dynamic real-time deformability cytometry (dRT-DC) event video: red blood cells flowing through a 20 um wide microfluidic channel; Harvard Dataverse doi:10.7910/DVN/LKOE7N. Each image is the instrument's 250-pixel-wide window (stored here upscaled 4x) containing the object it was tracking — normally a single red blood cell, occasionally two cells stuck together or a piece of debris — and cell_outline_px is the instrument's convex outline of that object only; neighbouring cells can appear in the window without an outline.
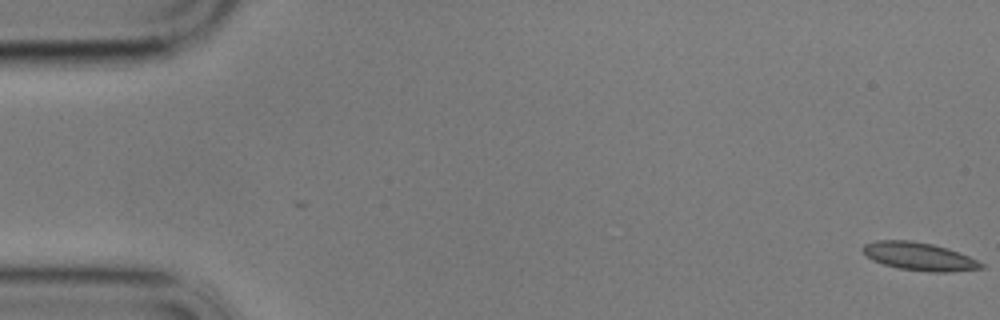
{"species": "common noctule bat (a hibernating species)", "species_latin": "Nyctalus noctula", "temperature_condition": "cold", "stored_images_in_passage": 13, "camera_frame_rate_fps": 3000, "um_per_image_px": 0.085, "animal": {"sex": "male", "body_mass_g": 17.9}, "frame": {"image": 1, "passage_image": 1, "time_ms": 0.0, "image_size_px": [1000, 320], "cell_outline_px": [[984, 268], [952, 272], [928, 272], [900, 268], [884, 264], [872, 260], [860, 248], [864, 244], [876, 240], [908, 240], [932, 244], [948, 248], [968, 256], [984, 264]], "centroid_in_image_um": [78.13, 21.79], "position_along_channel_um": 6.9, "area_um2": 19.25}}